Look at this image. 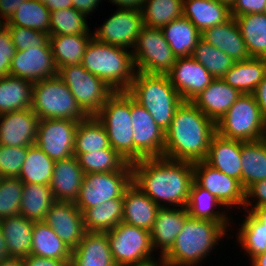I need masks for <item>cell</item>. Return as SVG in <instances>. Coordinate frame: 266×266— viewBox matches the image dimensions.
I'll use <instances>...</instances> for the list:
<instances>
[{"mask_svg":"<svg viewBox=\"0 0 266 266\" xmlns=\"http://www.w3.org/2000/svg\"><path fill=\"white\" fill-rule=\"evenodd\" d=\"M131 166L132 183L159 207H186L194 181L192 162L156 157Z\"/></svg>","mask_w":266,"mask_h":266,"instance_id":"obj_1","label":"cell"},{"mask_svg":"<svg viewBox=\"0 0 266 266\" xmlns=\"http://www.w3.org/2000/svg\"><path fill=\"white\" fill-rule=\"evenodd\" d=\"M215 133L216 123L191 101H183L165 131L163 157L192 163L204 161Z\"/></svg>","mask_w":266,"mask_h":266,"instance_id":"obj_2","label":"cell"},{"mask_svg":"<svg viewBox=\"0 0 266 266\" xmlns=\"http://www.w3.org/2000/svg\"><path fill=\"white\" fill-rule=\"evenodd\" d=\"M229 225L189 216L174 245L161 259L170 266H202V261L224 241Z\"/></svg>","mask_w":266,"mask_h":266,"instance_id":"obj_3","label":"cell"},{"mask_svg":"<svg viewBox=\"0 0 266 266\" xmlns=\"http://www.w3.org/2000/svg\"><path fill=\"white\" fill-rule=\"evenodd\" d=\"M81 64L114 91H127L136 74L131 50L94 38L89 41Z\"/></svg>","mask_w":266,"mask_h":266,"instance_id":"obj_4","label":"cell"},{"mask_svg":"<svg viewBox=\"0 0 266 266\" xmlns=\"http://www.w3.org/2000/svg\"><path fill=\"white\" fill-rule=\"evenodd\" d=\"M127 93L149 112L164 131L169 128L176 109L183 102L167 75L136 71Z\"/></svg>","mask_w":266,"mask_h":266,"instance_id":"obj_5","label":"cell"},{"mask_svg":"<svg viewBox=\"0 0 266 266\" xmlns=\"http://www.w3.org/2000/svg\"><path fill=\"white\" fill-rule=\"evenodd\" d=\"M106 129L110 146L127 162L133 163L131 96L115 91L94 115Z\"/></svg>","mask_w":266,"mask_h":266,"instance_id":"obj_6","label":"cell"},{"mask_svg":"<svg viewBox=\"0 0 266 266\" xmlns=\"http://www.w3.org/2000/svg\"><path fill=\"white\" fill-rule=\"evenodd\" d=\"M31 109L40 120L81 121L88 117L58 75L34 82Z\"/></svg>","mask_w":266,"mask_h":266,"instance_id":"obj_7","label":"cell"},{"mask_svg":"<svg viewBox=\"0 0 266 266\" xmlns=\"http://www.w3.org/2000/svg\"><path fill=\"white\" fill-rule=\"evenodd\" d=\"M216 132L225 138L257 141L266 138V120L253 94H242L216 123Z\"/></svg>","mask_w":266,"mask_h":266,"instance_id":"obj_8","label":"cell"},{"mask_svg":"<svg viewBox=\"0 0 266 266\" xmlns=\"http://www.w3.org/2000/svg\"><path fill=\"white\" fill-rule=\"evenodd\" d=\"M105 233L117 266H144L161 259L158 256L155 260L156 257L153 254L155 251L148 230L120 222Z\"/></svg>","mask_w":266,"mask_h":266,"instance_id":"obj_9","label":"cell"},{"mask_svg":"<svg viewBox=\"0 0 266 266\" xmlns=\"http://www.w3.org/2000/svg\"><path fill=\"white\" fill-rule=\"evenodd\" d=\"M132 183V166L127 163L121 170L84 175L75 205L83 213L86 209L112 199H123Z\"/></svg>","mask_w":266,"mask_h":266,"instance_id":"obj_10","label":"cell"},{"mask_svg":"<svg viewBox=\"0 0 266 266\" xmlns=\"http://www.w3.org/2000/svg\"><path fill=\"white\" fill-rule=\"evenodd\" d=\"M57 75L88 116H94L115 92L103 80L87 71L81 63L58 68Z\"/></svg>","mask_w":266,"mask_h":266,"instance_id":"obj_11","label":"cell"},{"mask_svg":"<svg viewBox=\"0 0 266 266\" xmlns=\"http://www.w3.org/2000/svg\"><path fill=\"white\" fill-rule=\"evenodd\" d=\"M131 52L136 71L147 74L166 75L177 59L161 28L143 26Z\"/></svg>","mask_w":266,"mask_h":266,"instance_id":"obj_12","label":"cell"},{"mask_svg":"<svg viewBox=\"0 0 266 266\" xmlns=\"http://www.w3.org/2000/svg\"><path fill=\"white\" fill-rule=\"evenodd\" d=\"M133 127V163L145 158L163 157L165 131L149 112L131 97Z\"/></svg>","mask_w":266,"mask_h":266,"instance_id":"obj_13","label":"cell"},{"mask_svg":"<svg viewBox=\"0 0 266 266\" xmlns=\"http://www.w3.org/2000/svg\"><path fill=\"white\" fill-rule=\"evenodd\" d=\"M79 121L69 119L39 120L35 144L54 161L74 155Z\"/></svg>","mask_w":266,"mask_h":266,"instance_id":"obj_14","label":"cell"},{"mask_svg":"<svg viewBox=\"0 0 266 266\" xmlns=\"http://www.w3.org/2000/svg\"><path fill=\"white\" fill-rule=\"evenodd\" d=\"M143 26L141 10L118 8L92 35L102 43L133 49Z\"/></svg>","mask_w":266,"mask_h":266,"instance_id":"obj_15","label":"cell"},{"mask_svg":"<svg viewBox=\"0 0 266 266\" xmlns=\"http://www.w3.org/2000/svg\"><path fill=\"white\" fill-rule=\"evenodd\" d=\"M194 181L214 195L228 210L239 209L245 203V191L240 182L233 177L211 167L205 161L193 163Z\"/></svg>","mask_w":266,"mask_h":266,"instance_id":"obj_16","label":"cell"},{"mask_svg":"<svg viewBox=\"0 0 266 266\" xmlns=\"http://www.w3.org/2000/svg\"><path fill=\"white\" fill-rule=\"evenodd\" d=\"M166 75L183 101H192L215 79L191 56L177 58Z\"/></svg>","mask_w":266,"mask_h":266,"instance_id":"obj_17","label":"cell"},{"mask_svg":"<svg viewBox=\"0 0 266 266\" xmlns=\"http://www.w3.org/2000/svg\"><path fill=\"white\" fill-rule=\"evenodd\" d=\"M72 250L86 233L83 213L71 201H54L43 220Z\"/></svg>","mask_w":266,"mask_h":266,"instance_id":"obj_18","label":"cell"},{"mask_svg":"<svg viewBox=\"0 0 266 266\" xmlns=\"http://www.w3.org/2000/svg\"><path fill=\"white\" fill-rule=\"evenodd\" d=\"M58 74L51 47H33L16 51L11 60L10 75L38 82Z\"/></svg>","mask_w":266,"mask_h":266,"instance_id":"obj_19","label":"cell"},{"mask_svg":"<svg viewBox=\"0 0 266 266\" xmlns=\"http://www.w3.org/2000/svg\"><path fill=\"white\" fill-rule=\"evenodd\" d=\"M39 120L31 108L0 114V145L9 147L34 145Z\"/></svg>","mask_w":266,"mask_h":266,"instance_id":"obj_20","label":"cell"},{"mask_svg":"<svg viewBox=\"0 0 266 266\" xmlns=\"http://www.w3.org/2000/svg\"><path fill=\"white\" fill-rule=\"evenodd\" d=\"M189 217L186 207H160L150 230L153 249H160L162 258L174 245L178 233Z\"/></svg>","mask_w":266,"mask_h":266,"instance_id":"obj_21","label":"cell"},{"mask_svg":"<svg viewBox=\"0 0 266 266\" xmlns=\"http://www.w3.org/2000/svg\"><path fill=\"white\" fill-rule=\"evenodd\" d=\"M242 95L222 78H215L191 102L208 118L217 123Z\"/></svg>","mask_w":266,"mask_h":266,"instance_id":"obj_22","label":"cell"},{"mask_svg":"<svg viewBox=\"0 0 266 266\" xmlns=\"http://www.w3.org/2000/svg\"><path fill=\"white\" fill-rule=\"evenodd\" d=\"M204 161L227 176L235 178L242 186L241 140L228 139L216 132L211 138Z\"/></svg>","mask_w":266,"mask_h":266,"instance_id":"obj_23","label":"cell"},{"mask_svg":"<svg viewBox=\"0 0 266 266\" xmlns=\"http://www.w3.org/2000/svg\"><path fill=\"white\" fill-rule=\"evenodd\" d=\"M84 171L73 155L55 161L50 187L55 201L75 202L79 196Z\"/></svg>","mask_w":266,"mask_h":266,"instance_id":"obj_24","label":"cell"},{"mask_svg":"<svg viewBox=\"0 0 266 266\" xmlns=\"http://www.w3.org/2000/svg\"><path fill=\"white\" fill-rule=\"evenodd\" d=\"M201 39L218 48L234 61H244L251 58L234 17L223 24L205 29L201 32Z\"/></svg>","mask_w":266,"mask_h":266,"instance_id":"obj_25","label":"cell"},{"mask_svg":"<svg viewBox=\"0 0 266 266\" xmlns=\"http://www.w3.org/2000/svg\"><path fill=\"white\" fill-rule=\"evenodd\" d=\"M70 266H117L106 233L86 232L72 250Z\"/></svg>","mask_w":266,"mask_h":266,"instance_id":"obj_26","label":"cell"},{"mask_svg":"<svg viewBox=\"0 0 266 266\" xmlns=\"http://www.w3.org/2000/svg\"><path fill=\"white\" fill-rule=\"evenodd\" d=\"M160 207L133 183L123 196L122 222L150 231Z\"/></svg>","mask_w":266,"mask_h":266,"instance_id":"obj_27","label":"cell"},{"mask_svg":"<svg viewBox=\"0 0 266 266\" xmlns=\"http://www.w3.org/2000/svg\"><path fill=\"white\" fill-rule=\"evenodd\" d=\"M183 16L200 31L225 23L230 7L218 0H183Z\"/></svg>","mask_w":266,"mask_h":266,"instance_id":"obj_28","label":"cell"},{"mask_svg":"<svg viewBox=\"0 0 266 266\" xmlns=\"http://www.w3.org/2000/svg\"><path fill=\"white\" fill-rule=\"evenodd\" d=\"M0 227L10 257L23 259L30 255L34 221L21 215L11 216L0 219Z\"/></svg>","mask_w":266,"mask_h":266,"instance_id":"obj_29","label":"cell"},{"mask_svg":"<svg viewBox=\"0 0 266 266\" xmlns=\"http://www.w3.org/2000/svg\"><path fill=\"white\" fill-rule=\"evenodd\" d=\"M265 76L266 58L251 57L248 60L235 61L222 79L242 94H253Z\"/></svg>","mask_w":266,"mask_h":266,"instance_id":"obj_30","label":"cell"},{"mask_svg":"<svg viewBox=\"0 0 266 266\" xmlns=\"http://www.w3.org/2000/svg\"><path fill=\"white\" fill-rule=\"evenodd\" d=\"M186 209L192 218L215 221L219 224H231V218L229 219L228 213L225 212L228 210H225L226 208L214 195L200 187L195 181L190 188Z\"/></svg>","mask_w":266,"mask_h":266,"instance_id":"obj_31","label":"cell"},{"mask_svg":"<svg viewBox=\"0 0 266 266\" xmlns=\"http://www.w3.org/2000/svg\"><path fill=\"white\" fill-rule=\"evenodd\" d=\"M161 30L177 58L191 56L201 39V32L184 16L166 24Z\"/></svg>","mask_w":266,"mask_h":266,"instance_id":"obj_32","label":"cell"},{"mask_svg":"<svg viewBox=\"0 0 266 266\" xmlns=\"http://www.w3.org/2000/svg\"><path fill=\"white\" fill-rule=\"evenodd\" d=\"M242 188L266 179V138L241 141Z\"/></svg>","mask_w":266,"mask_h":266,"instance_id":"obj_33","label":"cell"},{"mask_svg":"<svg viewBox=\"0 0 266 266\" xmlns=\"http://www.w3.org/2000/svg\"><path fill=\"white\" fill-rule=\"evenodd\" d=\"M33 82L7 75L0 78V114L32 107Z\"/></svg>","mask_w":266,"mask_h":266,"instance_id":"obj_34","label":"cell"},{"mask_svg":"<svg viewBox=\"0 0 266 266\" xmlns=\"http://www.w3.org/2000/svg\"><path fill=\"white\" fill-rule=\"evenodd\" d=\"M30 254L58 260H71L72 249L44 221H34Z\"/></svg>","mask_w":266,"mask_h":266,"instance_id":"obj_35","label":"cell"},{"mask_svg":"<svg viewBox=\"0 0 266 266\" xmlns=\"http://www.w3.org/2000/svg\"><path fill=\"white\" fill-rule=\"evenodd\" d=\"M93 35L49 36V44L57 68L82 63L83 56Z\"/></svg>","mask_w":266,"mask_h":266,"instance_id":"obj_36","label":"cell"},{"mask_svg":"<svg viewBox=\"0 0 266 266\" xmlns=\"http://www.w3.org/2000/svg\"><path fill=\"white\" fill-rule=\"evenodd\" d=\"M250 57L266 58V12L235 17Z\"/></svg>","mask_w":266,"mask_h":266,"instance_id":"obj_37","label":"cell"},{"mask_svg":"<svg viewBox=\"0 0 266 266\" xmlns=\"http://www.w3.org/2000/svg\"><path fill=\"white\" fill-rule=\"evenodd\" d=\"M123 218V199H112L83 212L86 232H108Z\"/></svg>","mask_w":266,"mask_h":266,"instance_id":"obj_38","label":"cell"},{"mask_svg":"<svg viewBox=\"0 0 266 266\" xmlns=\"http://www.w3.org/2000/svg\"><path fill=\"white\" fill-rule=\"evenodd\" d=\"M55 161L36 144L27 148V155L18 179L23 184L50 185Z\"/></svg>","mask_w":266,"mask_h":266,"instance_id":"obj_39","label":"cell"},{"mask_svg":"<svg viewBox=\"0 0 266 266\" xmlns=\"http://www.w3.org/2000/svg\"><path fill=\"white\" fill-rule=\"evenodd\" d=\"M54 201L49 185L23 184L20 215L32 221H43Z\"/></svg>","mask_w":266,"mask_h":266,"instance_id":"obj_40","label":"cell"},{"mask_svg":"<svg viewBox=\"0 0 266 266\" xmlns=\"http://www.w3.org/2000/svg\"><path fill=\"white\" fill-rule=\"evenodd\" d=\"M50 35V9L40 0H26L6 22Z\"/></svg>","mask_w":266,"mask_h":266,"instance_id":"obj_41","label":"cell"},{"mask_svg":"<svg viewBox=\"0 0 266 266\" xmlns=\"http://www.w3.org/2000/svg\"><path fill=\"white\" fill-rule=\"evenodd\" d=\"M110 147L106 129L95 116H88L78 123L74 154L90 153Z\"/></svg>","mask_w":266,"mask_h":266,"instance_id":"obj_42","label":"cell"},{"mask_svg":"<svg viewBox=\"0 0 266 266\" xmlns=\"http://www.w3.org/2000/svg\"><path fill=\"white\" fill-rule=\"evenodd\" d=\"M246 217H243L242 224L238 228L236 240L244 253L251 260L256 255L266 251V229L250 211H244Z\"/></svg>","mask_w":266,"mask_h":266,"instance_id":"obj_43","label":"cell"},{"mask_svg":"<svg viewBox=\"0 0 266 266\" xmlns=\"http://www.w3.org/2000/svg\"><path fill=\"white\" fill-rule=\"evenodd\" d=\"M141 12L144 26L162 28L183 16V0H146Z\"/></svg>","mask_w":266,"mask_h":266,"instance_id":"obj_44","label":"cell"},{"mask_svg":"<svg viewBox=\"0 0 266 266\" xmlns=\"http://www.w3.org/2000/svg\"><path fill=\"white\" fill-rule=\"evenodd\" d=\"M88 16L74 7L50 10V35H92L86 19Z\"/></svg>","mask_w":266,"mask_h":266,"instance_id":"obj_45","label":"cell"},{"mask_svg":"<svg viewBox=\"0 0 266 266\" xmlns=\"http://www.w3.org/2000/svg\"><path fill=\"white\" fill-rule=\"evenodd\" d=\"M74 156L78 159L84 174L119 171L127 164L111 146L90 153L74 154Z\"/></svg>","mask_w":266,"mask_h":266,"instance_id":"obj_46","label":"cell"},{"mask_svg":"<svg viewBox=\"0 0 266 266\" xmlns=\"http://www.w3.org/2000/svg\"><path fill=\"white\" fill-rule=\"evenodd\" d=\"M191 57L201 63L214 78H223L235 61L219 50L200 39L194 48Z\"/></svg>","mask_w":266,"mask_h":266,"instance_id":"obj_47","label":"cell"},{"mask_svg":"<svg viewBox=\"0 0 266 266\" xmlns=\"http://www.w3.org/2000/svg\"><path fill=\"white\" fill-rule=\"evenodd\" d=\"M22 190L18 178L0 177V219L20 215Z\"/></svg>","mask_w":266,"mask_h":266,"instance_id":"obj_48","label":"cell"},{"mask_svg":"<svg viewBox=\"0 0 266 266\" xmlns=\"http://www.w3.org/2000/svg\"><path fill=\"white\" fill-rule=\"evenodd\" d=\"M8 30L16 51L33 47H50L48 34L20 26H8Z\"/></svg>","mask_w":266,"mask_h":266,"instance_id":"obj_49","label":"cell"},{"mask_svg":"<svg viewBox=\"0 0 266 266\" xmlns=\"http://www.w3.org/2000/svg\"><path fill=\"white\" fill-rule=\"evenodd\" d=\"M28 147L0 145V177L18 178Z\"/></svg>","mask_w":266,"mask_h":266,"instance_id":"obj_50","label":"cell"},{"mask_svg":"<svg viewBox=\"0 0 266 266\" xmlns=\"http://www.w3.org/2000/svg\"><path fill=\"white\" fill-rule=\"evenodd\" d=\"M16 52L11 35L6 25L0 31V78L10 75L11 60Z\"/></svg>","mask_w":266,"mask_h":266,"instance_id":"obj_51","label":"cell"},{"mask_svg":"<svg viewBox=\"0 0 266 266\" xmlns=\"http://www.w3.org/2000/svg\"><path fill=\"white\" fill-rule=\"evenodd\" d=\"M264 205H266V179L252 184L245 191L243 209L244 211H252L254 208H259Z\"/></svg>","mask_w":266,"mask_h":266,"instance_id":"obj_52","label":"cell"},{"mask_svg":"<svg viewBox=\"0 0 266 266\" xmlns=\"http://www.w3.org/2000/svg\"><path fill=\"white\" fill-rule=\"evenodd\" d=\"M231 17L266 12V0H236L230 7Z\"/></svg>","mask_w":266,"mask_h":266,"instance_id":"obj_53","label":"cell"},{"mask_svg":"<svg viewBox=\"0 0 266 266\" xmlns=\"http://www.w3.org/2000/svg\"><path fill=\"white\" fill-rule=\"evenodd\" d=\"M22 261L24 266H70L71 260H58L30 254L24 257Z\"/></svg>","mask_w":266,"mask_h":266,"instance_id":"obj_54","label":"cell"},{"mask_svg":"<svg viewBox=\"0 0 266 266\" xmlns=\"http://www.w3.org/2000/svg\"><path fill=\"white\" fill-rule=\"evenodd\" d=\"M26 0H0V18L8 21L9 18L17 11L21 3Z\"/></svg>","mask_w":266,"mask_h":266,"instance_id":"obj_55","label":"cell"},{"mask_svg":"<svg viewBox=\"0 0 266 266\" xmlns=\"http://www.w3.org/2000/svg\"><path fill=\"white\" fill-rule=\"evenodd\" d=\"M253 95L257 101V104L260 108L262 117L266 120V76L256 87Z\"/></svg>","mask_w":266,"mask_h":266,"instance_id":"obj_56","label":"cell"},{"mask_svg":"<svg viewBox=\"0 0 266 266\" xmlns=\"http://www.w3.org/2000/svg\"><path fill=\"white\" fill-rule=\"evenodd\" d=\"M103 0H72L73 7L86 16L92 15Z\"/></svg>","mask_w":266,"mask_h":266,"instance_id":"obj_57","label":"cell"},{"mask_svg":"<svg viewBox=\"0 0 266 266\" xmlns=\"http://www.w3.org/2000/svg\"><path fill=\"white\" fill-rule=\"evenodd\" d=\"M146 0H109L110 3L125 9H139L141 10Z\"/></svg>","mask_w":266,"mask_h":266,"instance_id":"obj_58","label":"cell"},{"mask_svg":"<svg viewBox=\"0 0 266 266\" xmlns=\"http://www.w3.org/2000/svg\"><path fill=\"white\" fill-rule=\"evenodd\" d=\"M43 2L50 10L57 9H68L73 7L72 0H40Z\"/></svg>","mask_w":266,"mask_h":266,"instance_id":"obj_59","label":"cell"},{"mask_svg":"<svg viewBox=\"0 0 266 266\" xmlns=\"http://www.w3.org/2000/svg\"><path fill=\"white\" fill-rule=\"evenodd\" d=\"M261 223L264 224V228L266 229V205L261 206L259 208H254L250 211Z\"/></svg>","mask_w":266,"mask_h":266,"instance_id":"obj_60","label":"cell"},{"mask_svg":"<svg viewBox=\"0 0 266 266\" xmlns=\"http://www.w3.org/2000/svg\"><path fill=\"white\" fill-rule=\"evenodd\" d=\"M7 258H10L8 251H7V245H6V240L3 236V233L1 231L0 227V261L5 260Z\"/></svg>","mask_w":266,"mask_h":266,"instance_id":"obj_61","label":"cell"},{"mask_svg":"<svg viewBox=\"0 0 266 266\" xmlns=\"http://www.w3.org/2000/svg\"><path fill=\"white\" fill-rule=\"evenodd\" d=\"M0 266H24L22 258L10 257L0 261Z\"/></svg>","mask_w":266,"mask_h":266,"instance_id":"obj_62","label":"cell"},{"mask_svg":"<svg viewBox=\"0 0 266 266\" xmlns=\"http://www.w3.org/2000/svg\"><path fill=\"white\" fill-rule=\"evenodd\" d=\"M250 261L252 266H266V251L256 255Z\"/></svg>","mask_w":266,"mask_h":266,"instance_id":"obj_63","label":"cell"},{"mask_svg":"<svg viewBox=\"0 0 266 266\" xmlns=\"http://www.w3.org/2000/svg\"><path fill=\"white\" fill-rule=\"evenodd\" d=\"M144 266H170L169 264H167L165 261H163L162 259L156 261V262H153L151 264H148V265H144Z\"/></svg>","mask_w":266,"mask_h":266,"instance_id":"obj_64","label":"cell"},{"mask_svg":"<svg viewBox=\"0 0 266 266\" xmlns=\"http://www.w3.org/2000/svg\"><path fill=\"white\" fill-rule=\"evenodd\" d=\"M222 3H225L227 4L229 7H231L233 5V3L236 1V0H218Z\"/></svg>","mask_w":266,"mask_h":266,"instance_id":"obj_65","label":"cell"},{"mask_svg":"<svg viewBox=\"0 0 266 266\" xmlns=\"http://www.w3.org/2000/svg\"><path fill=\"white\" fill-rule=\"evenodd\" d=\"M4 19L0 18V31L6 26V21H3Z\"/></svg>","mask_w":266,"mask_h":266,"instance_id":"obj_66","label":"cell"}]
</instances>
